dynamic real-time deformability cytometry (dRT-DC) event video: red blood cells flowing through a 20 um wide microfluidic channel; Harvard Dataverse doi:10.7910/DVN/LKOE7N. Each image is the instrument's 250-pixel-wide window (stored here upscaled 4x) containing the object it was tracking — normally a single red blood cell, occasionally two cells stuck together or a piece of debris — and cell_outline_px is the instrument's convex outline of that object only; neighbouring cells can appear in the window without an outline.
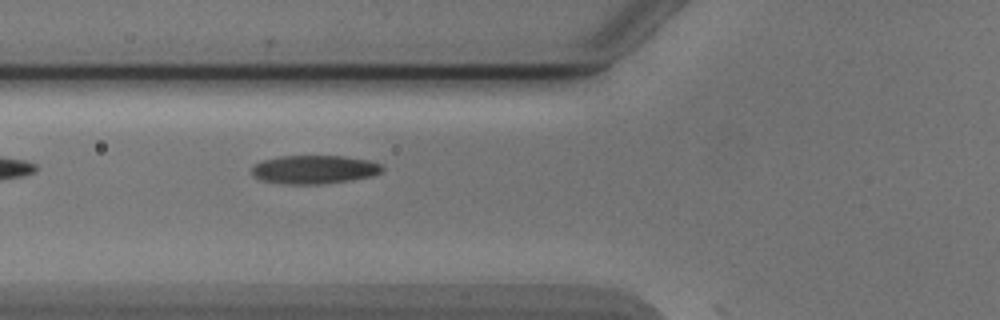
{"species": "Egyptian fruit bat (a non-hibernating species)", "species_latin": "Rousettus aegyptiacus", "temperature_condition": "cold", "stored_images_in_passage": 4, "camera_frame_rate_fps": 3000, "um_per_image_px": 0.085, "animal": {"sex": "male"}, "frame": {"image": 1, "passage_image": 4, "time_ms": 3.667, "image_size_px": [1000, 320], "cell_outline_px": [[384, 168], [380, 172], [372, 176], [348, 180], [320, 184], [284, 184], [260, 180], [252, 176], [252, 164], [264, 160], [280, 156], [344, 156], [368, 160], [380, 164]], "centroid_in_image_um": [26.66, 14.41], "position_along_channel_um": 99.1, "area_um2": 21.68}}